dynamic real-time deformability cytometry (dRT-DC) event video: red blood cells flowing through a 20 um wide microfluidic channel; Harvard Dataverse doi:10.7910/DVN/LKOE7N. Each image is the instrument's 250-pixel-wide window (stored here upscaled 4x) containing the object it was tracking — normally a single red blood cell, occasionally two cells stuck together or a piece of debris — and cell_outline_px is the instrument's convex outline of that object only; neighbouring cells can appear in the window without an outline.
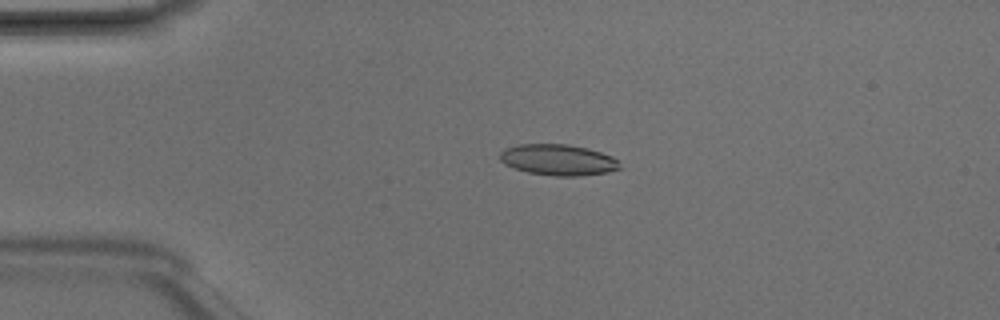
{"species": "Egyptian fruit bat (a non-hibernating species)", "species_latin": "Rousettus aegyptiacus", "temperature_condition": "room temperature", "stored_images_in_passage": 3, "camera_frame_rate_fps": 3000, "um_per_image_px": 0.085, "animal": {"sex": "male"}, "frame": {"image": 1, "passage_image": 2, "time_ms": 0.333, "image_size_px": [1000, 320], "cell_outline_px": [[620, 168], [608, 172], [576, 176], [556, 176], [528, 172], [504, 164], [500, 160], [500, 152], [504, 148], [520, 144], [568, 144], [600, 152], [612, 156], [620, 160]], "centroid_in_image_um": [47.44, 13.58], "position_along_channel_um": 37.6, "area_um2": 21.56}}